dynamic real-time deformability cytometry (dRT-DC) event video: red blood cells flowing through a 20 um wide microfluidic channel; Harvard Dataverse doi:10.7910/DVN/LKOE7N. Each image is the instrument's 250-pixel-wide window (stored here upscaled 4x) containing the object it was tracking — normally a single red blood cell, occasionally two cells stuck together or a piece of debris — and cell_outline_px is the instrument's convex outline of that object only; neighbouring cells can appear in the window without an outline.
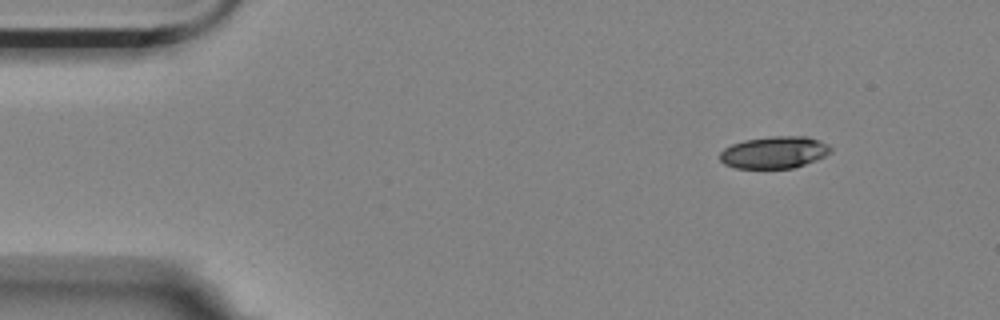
{"species": "Egyptian fruit bat (a non-hibernating species)", "species_latin": "Rousettus aegyptiacus", "temperature_condition": "room temperature", "stored_images_in_passage": 4, "segment_of_instrument_passage": [1, 2], "camera_frame_rate_fps": 3000, "um_per_image_px": 0.085, "animal": {"sex": "female"}, "frame": {"image": 1, "passage_image": 1, "time_ms": 0.0, "image_size_px": [1000, 320], "cell_outline_px": [[832, 152], [816, 160], [792, 168], [736, 168], [724, 164], [720, 160], [720, 152], [724, 148], [732, 144], [744, 140], [772, 136], [808, 136], [820, 140], [828, 144], [832, 148]], "centroid_in_image_um": [65.83, 12.94], "position_along_channel_um": 19.2, "area_um2": 20.75}}